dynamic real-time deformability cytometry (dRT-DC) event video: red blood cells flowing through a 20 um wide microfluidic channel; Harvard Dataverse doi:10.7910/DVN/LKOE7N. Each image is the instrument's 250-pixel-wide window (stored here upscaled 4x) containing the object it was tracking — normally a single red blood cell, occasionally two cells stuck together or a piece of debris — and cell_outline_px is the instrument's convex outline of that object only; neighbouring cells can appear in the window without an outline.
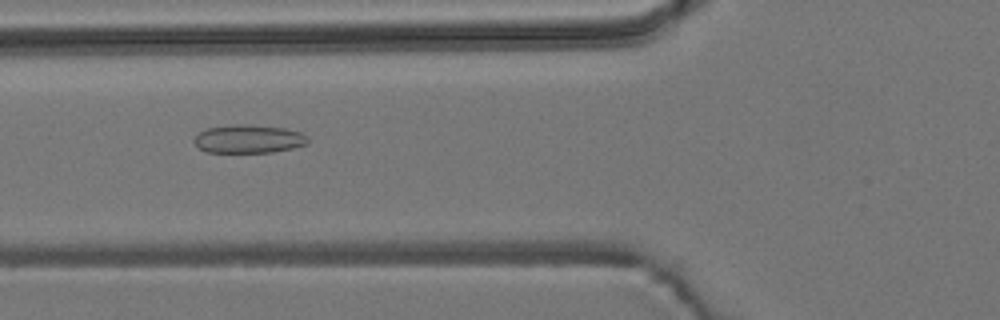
{"species": "common noctule bat (a hibernating species)", "species_latin": "Nyctalus noctula", "temperature_condition": "room temperature", "stored_images_in_passage": 43, "camera_frame_rate_fps": 3000, "um_per_image_px": 0.085, "animal": {"sex": "male", "body_mass_g": 19.2, "forearm_length_mm": 51.8}, "frame": {"image": 1, "passage_image": 9, "time_ms": 2.667, "image_size_px": [1000, 320], "cell_outline_px": [[308, 144], [292, 148], [272, 152], [208, 152], [200, 148], [192, 140], [200, 132], [208, 128], [240, 124], [244, 124], [284, 128], [300, 132], [308, 140]], "centroid_in_image_um": [21.13, 11.81], "position_along_channel_um": 104.7, "area_um2": 18.44}}
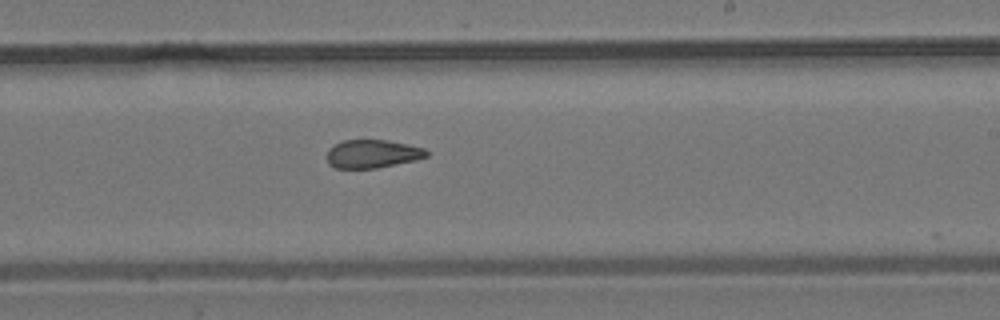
{"frame": {"image": 2, "passage_image": 21, "time_ms": 6.667, "image_size_px": [1000, 320], "cell_outline_px": [[428, 156], [416, 160], [376, 168], [336, 168], [328, 164], [328, 148], [344, 140], [388, 140], [408, 144], [424, 148], [428, 152]], "centroid_in_image_um": [31.67, 13.07], "position_along_channel_um": 257.3, "area_um2": 16.36}}
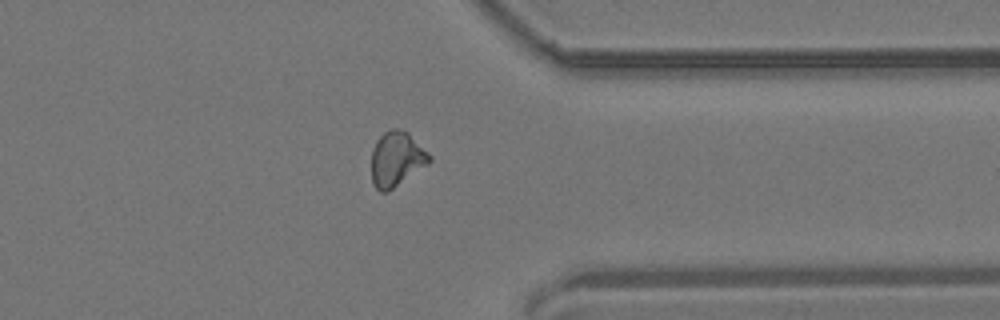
{"frame": {"image": 3, "passage_image": 31, "time_ms": 10.0, "image_size_px": [1000, 320], "cell_outline_px": [[432, 160], [428, 164], [388, 192], [380, 192], [372, 184], [372, 148], [376, 140], [388, 128], [404, 128], [432, 156]], "centroid_in_image_um": [33.7, 13.49], "position_along_channel_um": 377.7, "area_um2": 18.79}, "authors_computed_cell_mechanics": {"area_um2": 17.8602, "velocity_mm_per_s": 3.8097, "shape_relaxation_time_tau1_ms": null, "shape_relaxation_time_tau2_ms": 2.2927, "deformation_change_tau1": null, "deformation_change_tau2": 0.0968}}